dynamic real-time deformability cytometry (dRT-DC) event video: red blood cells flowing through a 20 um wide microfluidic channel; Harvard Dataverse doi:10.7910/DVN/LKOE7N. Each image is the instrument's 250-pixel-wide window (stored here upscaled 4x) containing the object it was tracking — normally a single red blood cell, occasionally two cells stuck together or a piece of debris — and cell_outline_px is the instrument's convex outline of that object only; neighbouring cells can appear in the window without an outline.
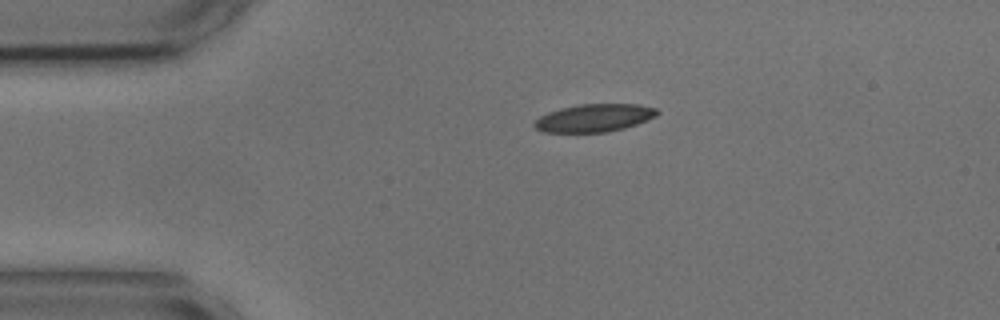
{"species": "common noctule bat (a hibernating species)", "species_latin": "Nyctalus noctula", "temperature_condition": "cold", "stored_images_in_passage": 37, "camera_frame_rate_fps": 3000, "um_per_image_px": 0.085, "animal": {"sex": "male", "body_mass_g": 17.9, "forearm_length_mm": 54.2}, "frame": {"image": 1, "passage_image": 1, "time_ms": 0.0, "image_size_px": [1000, 320], "cell_outline_px": [[660, 112], [656, 116], [648, 120], [624, 128], [604, 132], [544, 132], [536, 128], [532, 124], [540, 116], [548, 112], [560, 108], [580, 104], [640, 104], [656, 108]], "centroid_in_image_um": [50.53, 10.01], "position_along_channel_um": 34.5, "area_um2": 19.88}}
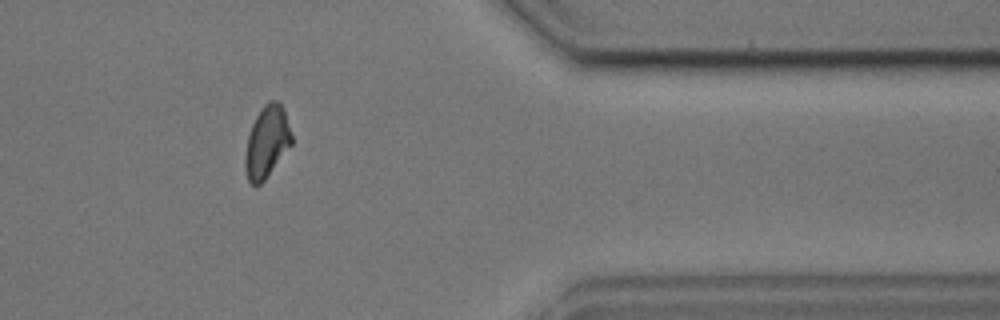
{"frame": {"image": 2, "passage_image": 35, "time_ms": 11.333, "image_size_px": [1000, 320], "cell_outline_px": [[292, 144], [264, 180], [256, 188], [248, 180], [244, 168], [244, 156], [248, 136], [252, 124], [256, 116], [264, 104], [268, 100], [276, 100], [280, 104], [284, 112], [292, 136]], "centroid_in_image_um": [22.65, 12.09], "position_along_channel_um": 388.7, "area_um2": 19.31}, "authors_computed_cell_mechanics": {"area_um2": 19.941, "velocity_mm_per_s": 3.6122, "shape_relaxation_time_tau1_ms": null, "shape_relaxation_time_tau2_ms": 3.1991, "deformation_change_tau1": null, "deformation_change_tau2": 0.0927}}